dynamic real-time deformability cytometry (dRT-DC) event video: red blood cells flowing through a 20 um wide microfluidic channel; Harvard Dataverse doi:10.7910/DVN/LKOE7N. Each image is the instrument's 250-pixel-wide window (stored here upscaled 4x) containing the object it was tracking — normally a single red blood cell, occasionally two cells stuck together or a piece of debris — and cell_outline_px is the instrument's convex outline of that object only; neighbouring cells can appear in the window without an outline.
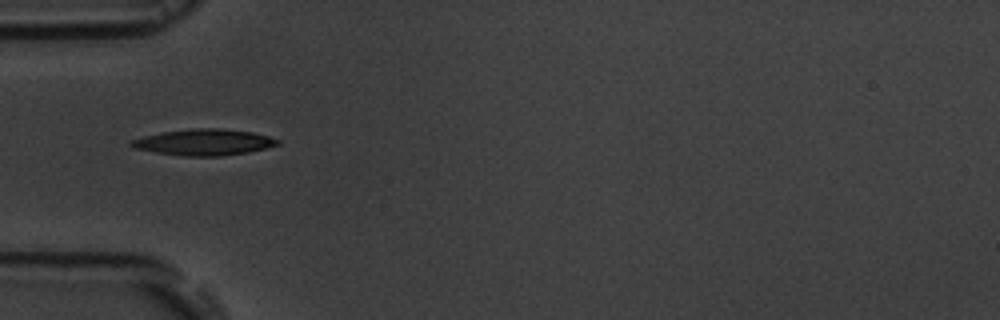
{"species": "common noctule bat (a hibernating species)", "species_latin": "Nyctalus noctula", "temperature_condition": "room temperature", "stored_images_in_passage": 5, "camera_frame_rate_fps": 3000, "um_per_image_px": 0.085, "animal": {"sex": "male", "body_mass_g": 19.5, "forearm_length_mm": 54.6}, "frame": {"image": 1, "passage_image": 5, "time_ms": 5.333, "image_size_px": [1000, 320], "cell_outline_px": [[280, 144], [248, 152], [220, 156], [184, 156], [156, 152], [132, 148], [128, 144], [132, 140], [144, 136], [164, 132], [196, 128], [220, 128], [252, 132], [268, 136], [280, 140]], "centroid_in_image_um": [17.33, 12.09], "position_along_channel_um": 67.7, "area_um2": 22.14}}